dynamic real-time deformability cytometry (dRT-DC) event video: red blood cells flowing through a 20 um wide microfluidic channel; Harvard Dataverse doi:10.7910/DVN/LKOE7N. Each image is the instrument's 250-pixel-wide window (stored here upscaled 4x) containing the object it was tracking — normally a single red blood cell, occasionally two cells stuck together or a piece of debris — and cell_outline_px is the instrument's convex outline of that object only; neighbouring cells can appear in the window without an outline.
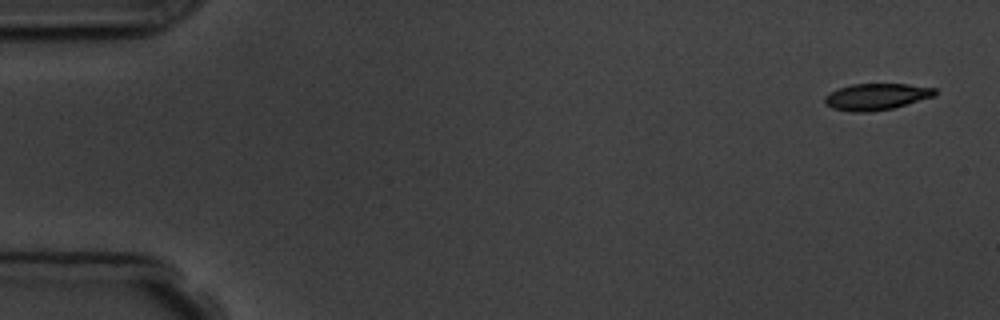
{"species": "common noctule bat (a hibernating species)", "species_latin": "Nyctalus noctula", "temperature_condition": "room temperature", "stored_images_in_passage": 5, "camera_frame_rate_fps": 3000, "um_per_image_px": 0.085, "animal": {"sex": "male", "body_mass_g": 19.5, "forearm_length_mm": 54.6}, "frame": {"image": 1, "passage_image": 1, "time_ms": 0.0, "image_size_px": [1000, 320], "cell_outline_px": [[936, 96], [892, 108], [872, 112], [852, 112], [832, 108], [824, 104], [824, 96], [828, 92], [852, 84], [908, 84], [936, 88]], "centroid_in_image_um": [74.47, 8.22], "position_along_channel_um": 10.5, "area_um2": 17.17}}
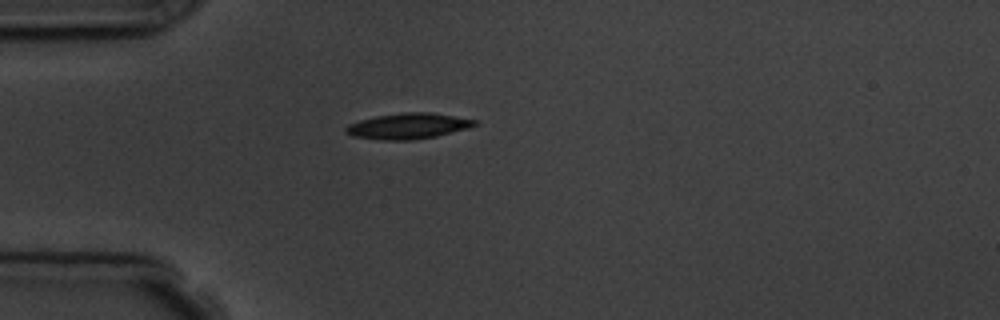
{"frame": {"image": 2, "passage_image": 4, "time_ms": 4.333, "image_size_px": [1000, 320], "cell_outline_px": [[476, 124], [468, 128], [436, 136], [412, 140], [380, 140], [352, 136], [344, 132], [344, 128], [348, 124], [360, 120], [376, 116], [404, 112], [432, 112], [476, 120]], "centroid_in_image_um": [34.64, 10.71], "position_along_channel_um": 50.4, "area_um2": 19.31}}